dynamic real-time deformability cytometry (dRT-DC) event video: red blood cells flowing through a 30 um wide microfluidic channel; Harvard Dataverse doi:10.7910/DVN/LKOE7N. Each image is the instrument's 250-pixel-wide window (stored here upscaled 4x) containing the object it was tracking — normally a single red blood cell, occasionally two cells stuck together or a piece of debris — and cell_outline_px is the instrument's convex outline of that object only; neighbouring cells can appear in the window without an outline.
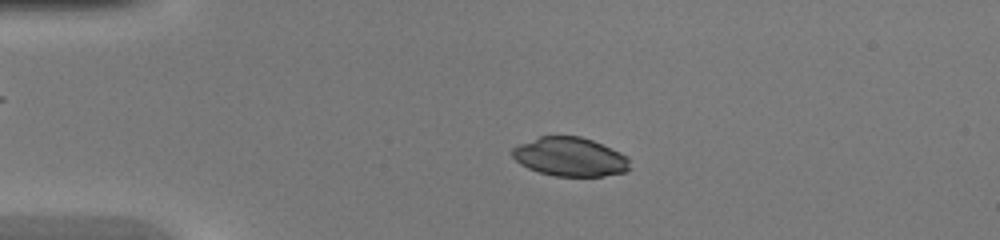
{"species": "common noctule bat (a hibernating species)", "species_latin": "Nyctalus noctula", "temperature_condition": "warm", "stored_images_in_passage": 45, "camera_frame_rate_fps": 3000, "um_per_image_px": 0.085, "animal": {"sex": "female", "body_mass_g": 20.0, "forearm_length_mm": 54.0}, "frame": {"image": 1, "passage_image": 10, "time_ms": 3.0, "image_size_px": [1000, 240], "cell_outline_px": [[632, 168], [628, 172], [604, 176], [556, 176], [540, 172], [528, 168], [520, 164], [512, 156], [512, 148], [520, 144], [540, 136], [580, 136], [592, 140], [612, 148], [628, 156]], "centroid_in_image_um": [48.51, 13.34], "position_along_channel_um": 36.5, "area_um2": 26.82}}
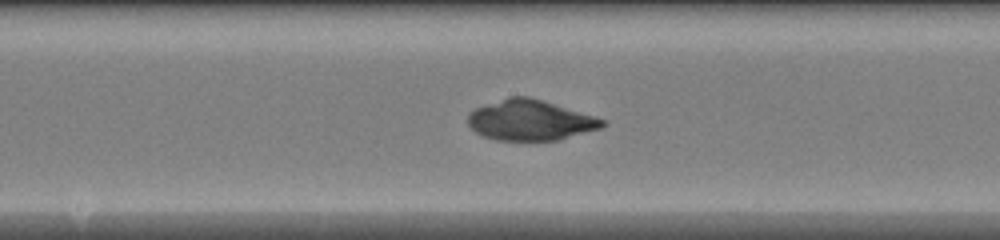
{"frame": {"image": 2, "passage_image": 24, "time_ms": 7.667, "image_size_px": [1000, 240], "cell_outline_px": [[608, 124], [600, 128], [560, 140], [496, 140], [484, 136], [476, 132], [468, 124], [468, 112], [476, 108], [508, 96], [528, 96], [592, 116], [604, 120]], "centroid_in_image_um": [45.04, 10.22], "position_along_channel_um": 203.2, "area_um2": 31.27}}
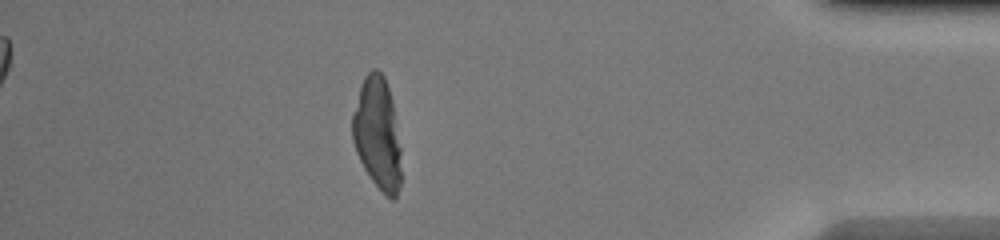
{"frame": {"image": 3, "passage_image": 40, "time_ms": 13.0, "image_size_px": [1000, 240], "cell_outline_px": [[400, 188], [396, 196], [392, 200], [384, 196], [372, 180], [364, 168], [356, 152], [352, 140], [352, 112], [360, 84], [364, 76], [372, 68], [376, 68], [384, 76], [392, 100], [400, 148]], "centroid_in_image_um": [32.06, 11.35], "position_along_channel_um": 403.1, "area_um2": 32.02}}